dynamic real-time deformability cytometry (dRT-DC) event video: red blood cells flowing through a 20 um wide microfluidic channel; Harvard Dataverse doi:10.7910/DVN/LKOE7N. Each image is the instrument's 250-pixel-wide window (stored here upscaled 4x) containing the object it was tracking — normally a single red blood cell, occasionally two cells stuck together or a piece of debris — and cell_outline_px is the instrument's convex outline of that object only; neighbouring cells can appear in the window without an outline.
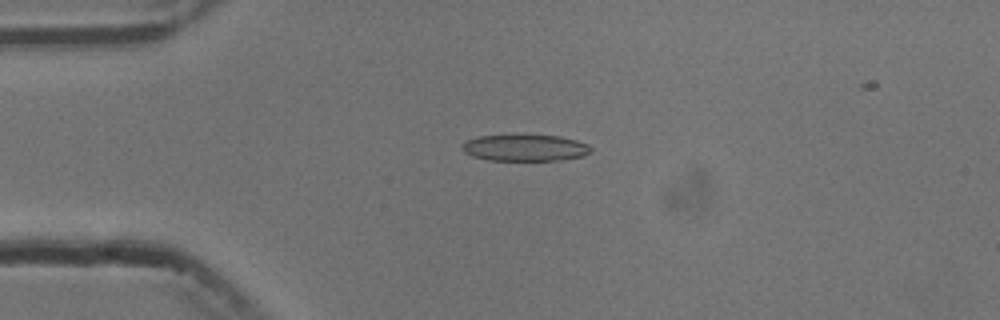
{"species": "common noctule bat (a hibernating species)", "species_latin": "Nyctalus noctula", "temperature_condition": "cold", "stored_images_in_passage": 41, "camera_frame_rate_fps": 3000, "um_per_image_px": 0.085, "animal": {"sex": "male", "body_mass_g": 13.3}, "frame": {"image": 1, "passage_image": 1, "time_ms": 0.0, "image_size_px": [1000, 320], "cell_outline_px": [[592, 152], [584, 156], [560, 160], [488, 160], [472, 156], [464, 152], [460, 148], [460, 144], [468, 140], [480, 136], [560, 136], [576, 140], [588, 144], [592, 148]], "centroid_in_image_um": [44.64, 12.58], "position_along_channel_um": 40.4, "area_um2": 19.77}}
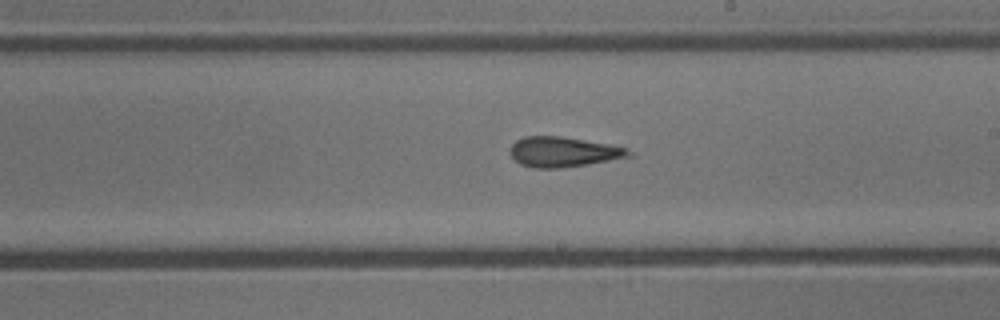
{"frame": {"image": 2, "passage_image": 19, "time_ms": 6.0, "image_size_px": [1000, 320], "cell_outline_px": [[636, 156], [588, 164], [560, 168], [532, 168], [520, 164], [508, 152], [512, 144], [516, 140], [524, 136], [560, 136], [608, 144], [628, 148]], "centroid_in_image_um": [47.9, 12.92], "position_along_channel_um": 241.1, "area_um2": 20.98}}
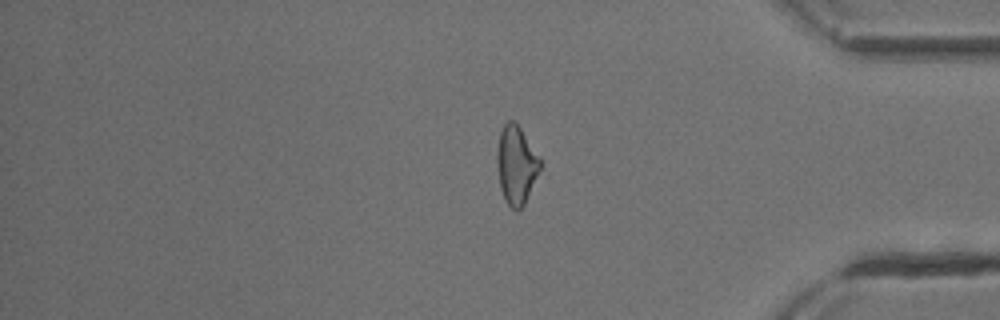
{"frame": {"image": 3, "passage_image": 33, "time_ms": 10.667, "image_size_px": [1000, 320], "cell_outline_px": [[540, 168], [524, 204], [516, 212], [504, 200], [500, 188], [496, 160], [496, 156], [500, 132], [504, 124], [508, 120], [512, 120], [520, 128], [540, 156]], "centroid_in_image_um": [43.86, 14.02], "position_along_channel_um": 391.3, "area_um2": 19.48}}